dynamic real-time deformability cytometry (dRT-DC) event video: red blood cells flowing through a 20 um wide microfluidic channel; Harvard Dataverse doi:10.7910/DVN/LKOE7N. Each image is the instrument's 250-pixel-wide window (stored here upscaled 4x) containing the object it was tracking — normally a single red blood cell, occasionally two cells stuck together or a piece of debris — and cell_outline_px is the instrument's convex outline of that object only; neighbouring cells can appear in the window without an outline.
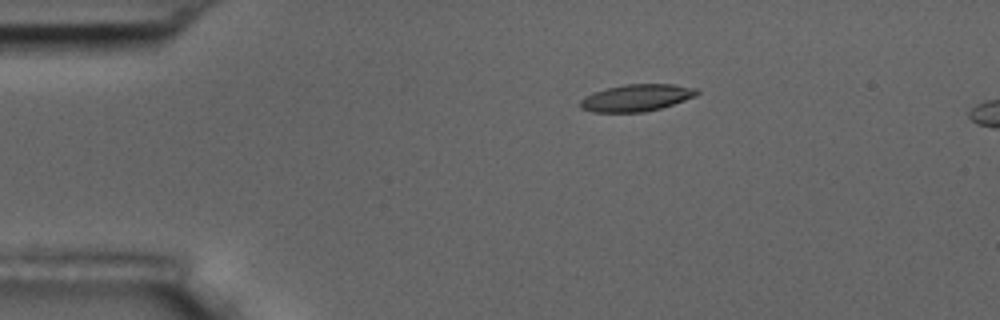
{"species": "common noctule bat (a hibernating species)", "species_latin": "Nyctalus noctula", "temperature_condition": "room temperature", "stored_images_in_passage": 5, "camera_frame_rate_fps": 3000, "um_per_image_px": 0.085, "animal": {"sex": "male", "body_mass_g": 17.5, "forearm_length_mm": 52.3}, "frame": {"image": 1, "passage_image": 1, "time_ms": 0.0, "image_size_px": [1000, 320], "cell_outline_px": [[700, 92], [696, 96], [660, 108], [644, 112], [592, 112], [580, 108], [580, 100], [584, 96], [608, 88], [624, 84], [672, 84], [696, 88]], "centroid_in_image_um": [54.09, 8.31], "position_along_channel_um": 30.9, "area_um2": 18.21}}
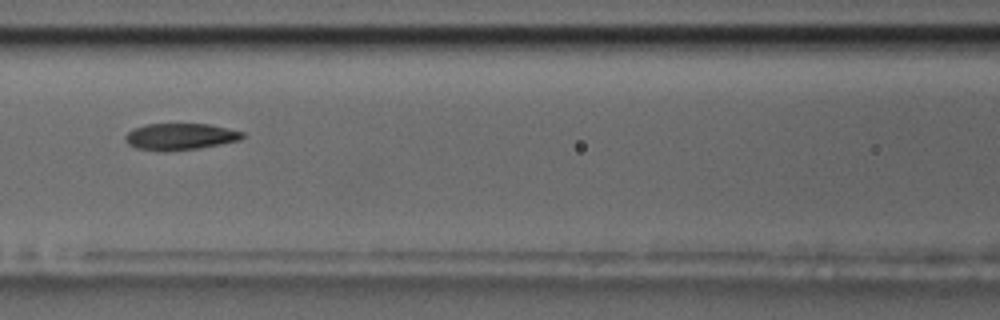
{"frame": {"image": 2, "passage_image": 5, "time_ms": 4.667, "image_size_px": [1000, 320], "cell_outline_px": [[244, 136], [240, 140], [200, 148], [164, 152], [136, 148], [128, 144], [124, 140], [124, 136], [132, 128], [144, 124], [208, 124], [244, 132]], "centroid_in_image_um": [15.26, 11.62], "position_along_channel_um": 151.3, "area_um2": 18.32}}